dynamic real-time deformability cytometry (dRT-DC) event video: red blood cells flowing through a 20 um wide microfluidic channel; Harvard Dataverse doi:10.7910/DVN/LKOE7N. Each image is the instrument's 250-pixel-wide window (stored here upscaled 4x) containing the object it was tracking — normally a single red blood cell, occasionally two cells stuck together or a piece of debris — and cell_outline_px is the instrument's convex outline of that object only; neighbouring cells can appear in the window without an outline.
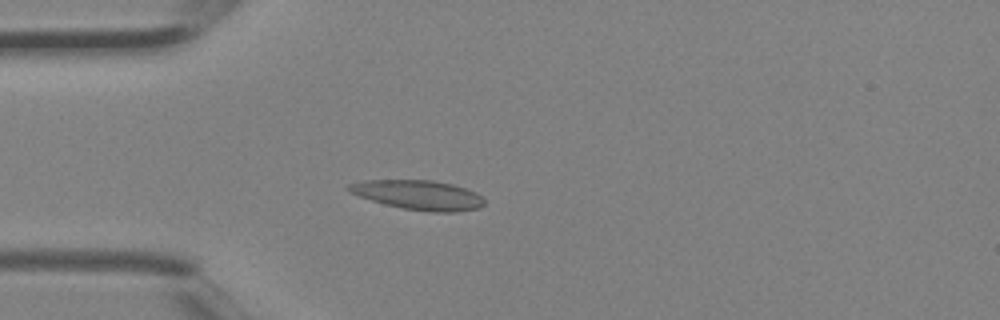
{"species": "Egyptian fruit bat (a non-hibernating species)", "species_latin": "Rousettus aegyptiacus", "temperature_condition": "room temperature", "stored_images_in_passage": 2, "camera_frame_rate_fps": 3000, "um_per_image_px": 0.085, "animal": {"sex": "female"}, "frame": {"image": 1, "passage_image": 2, "time_ms": 0.333, "image_size_px": [1000, 320], "cell_outline_px": [[484, 204], [480, 208], [456, 212], [432, 212], [404, 208], [384, 204], [360, 196], [344, 188], [348, 184], [368, 180], [432, 180], [452, 184], [476, 192], [484, 200]], "centroid_in_image_um": [35.59, 16.57], "position_along_channel_um": 49.4, "area_um2": 23.12}}